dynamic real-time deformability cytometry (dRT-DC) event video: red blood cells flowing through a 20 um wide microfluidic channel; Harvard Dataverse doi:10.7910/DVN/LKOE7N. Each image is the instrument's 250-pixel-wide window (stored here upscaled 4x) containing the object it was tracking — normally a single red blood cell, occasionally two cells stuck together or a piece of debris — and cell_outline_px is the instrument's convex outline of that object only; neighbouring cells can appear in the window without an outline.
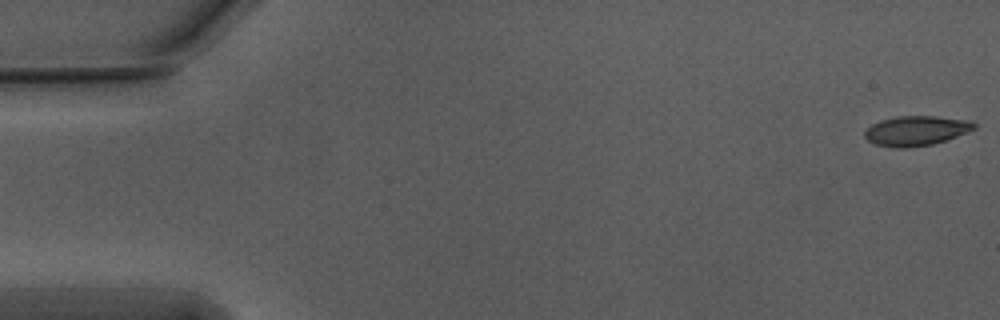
{"species": "Egyptian fruit bat (a non-hibernating species)", "species_latin": "Rousettus aegyptiacus", "temperature_condition": "warm", "stored_images_in_passage": 53, "camera_frame_rate_fps": 3000, "um_per_image_px": 0.085, "animal": {"sex": "male"}, "frame": {"image": 1, "passage_image": 1, "time_ms": 0.0, "image_size_px": [1000, 320], "cell_outline_px": [[976, 128], [956, 136], [932, 144], [904, 148], [892, 148], [876, 144], [868, 140], [864, 136], [864, 132], [872, 124], [880, 120], [896, 116], [936, 116], [972, 120], [976, 124]], "centroid_in_image_um": [77.87, 11.1], "position_along_channel_um": 7.1, "area_um2": 18.96}}
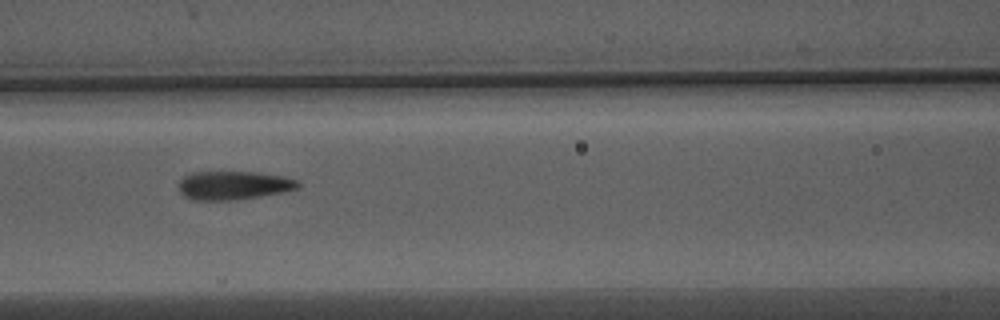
{"frame": {"image": 2, "passage_image": 24, "time_ms": 7.667, "image_size_px": [1000, 320], "cell_outline_px": [[300, 184], [296, 188], [280, 192], [236, 200], [192, 200], [184, 196], [180, 192], [180, 180], [184, 176], [192, 172], [260, 172], [284, 176], [296, 180]], "centroid_in_image_um": [19.82, 15.75], "position_along_channel_um": 146.8, "area_um2": 19.71}}
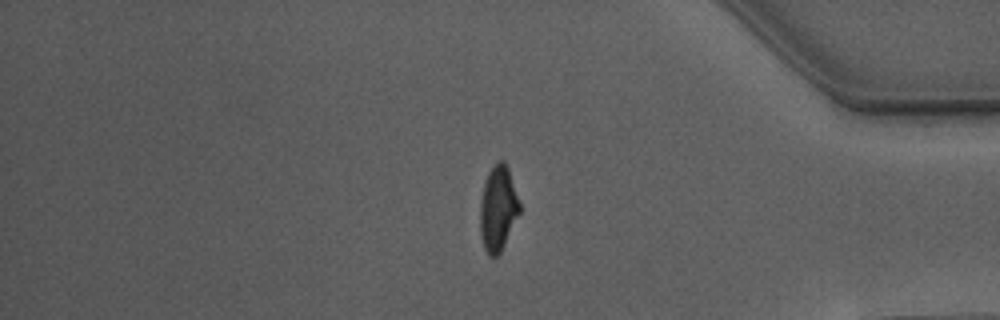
{"frame": {"image": 3, "passage_image": 46, "time_ms": 15.0, "image_size_px": [1000, 320], "cell_outline_px": [[520, 212], [500, 252], [496, 256], [488, 256], [484, 248], [480, 236], [480, 200], [484, 184], [488, 172], [500, 160], [504, 160], [508, 168], [520, 204]], "centroid_in_image_um": [42.31, 17.73], "position_along_channel_um": 392.9, "area_um2": 19.36}, "authors_computed_cell_mechanics": {"area_um2": 19.7098, "velocity_mm_per_s": 3.7501, "shape_relaxation_time_tau1_ms": 4.3042, "shape_relaxation_time_tau2_ms": 1.449, "deformation_change_tau1": 0.1872, "deformation_change_tau2": 0.0881}}